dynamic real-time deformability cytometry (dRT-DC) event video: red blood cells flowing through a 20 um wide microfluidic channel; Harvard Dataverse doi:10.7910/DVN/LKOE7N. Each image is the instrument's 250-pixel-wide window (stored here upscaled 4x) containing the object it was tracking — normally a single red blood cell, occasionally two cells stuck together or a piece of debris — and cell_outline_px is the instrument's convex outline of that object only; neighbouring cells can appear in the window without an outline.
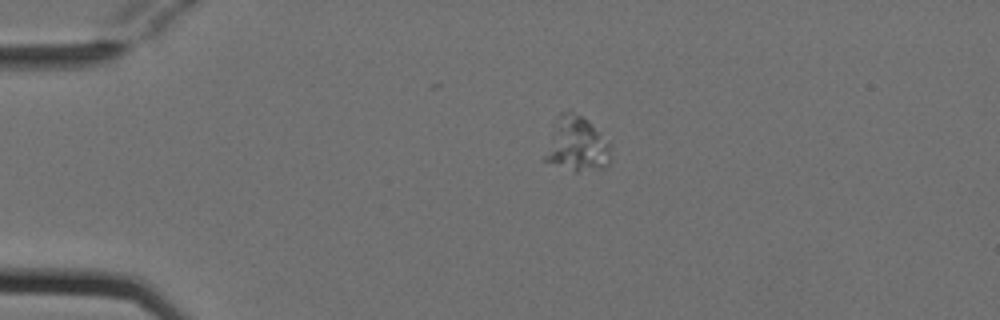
{"species": "Egyptian fruit bat (a non-hibernating species)", "species_latin": "Rousettus aegyptiacus", "temperature_condition": "cold", "stored_images_in_passage": 2, "camera_frame_rate_fps": 3000, "um_per_image_px": 0.085, "animal": {"sex": "female"}, "frame": {"image": 1, "passage_image": 1, "time_ms": 0.0, "image_size_px": [1000, 320], "cell_outline_px": [[612, 156], [608, 164], [604, 168], [576, 172], [540, 160], [552, 124], [560, 112], [568, 108], [588, 120], [612, 144]], "centroid_in_image_um": [48.98, 12.25], "position_along_channel_um": 36.0, "area_um2": 22.14}}